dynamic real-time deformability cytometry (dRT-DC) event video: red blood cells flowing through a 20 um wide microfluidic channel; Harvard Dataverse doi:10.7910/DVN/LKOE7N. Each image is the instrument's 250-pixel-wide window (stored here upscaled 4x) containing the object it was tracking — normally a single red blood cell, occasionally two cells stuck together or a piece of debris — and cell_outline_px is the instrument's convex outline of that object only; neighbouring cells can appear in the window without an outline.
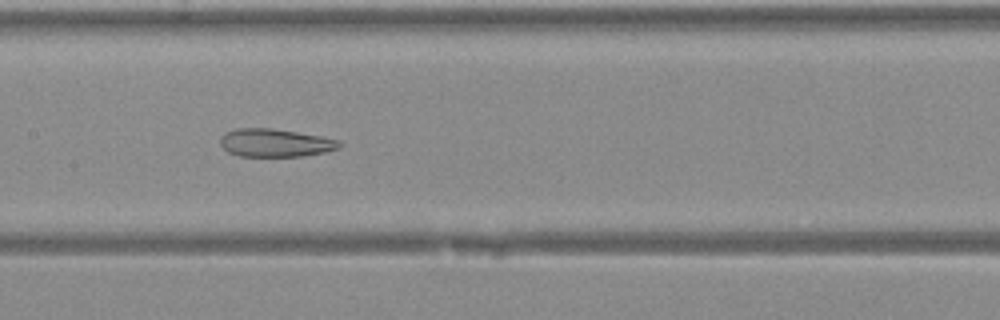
{"species": "Egyptian fruit bat (a non-hibernating species)", "species_latin": "Rousettus aegyptiacus", "temperature_condition": "warm", "stored_images_in_passage": 44, "camera_frame_rate_fps": 3000, "um_per_image_px": 0.085, "animal": {"sex": "female"}, "frame": {"image": 1, "passage_image": 22, "time_ms": 7.0, "image_size_px": [1000, 320], "cell_outline_px": [[344, 144], [340, 148], [324, 152], [304, 156], [240, 156], [228, 152], [220, 144], [220, 136], [224, 132], [236, 128], [272, 128], [320, 136], [340, 140]], "centroid_in_image_um": [23.4, 12.14], "position_along_channel_um": 184.0, "area_um2": 19.59}}
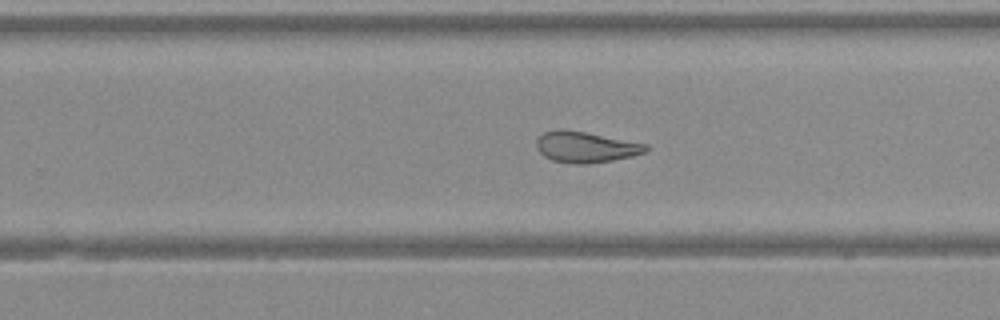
{"frame": {"image": 2, "passage_image": 28, "time_ms": 9.0, "image_size_px": [1000, 320], "cell_outline_px": [[648, 148], [644, 152], [632, 156], [612, 160], [584, 164], [576, 164], [552, 160], [544, 156], [536, 148], [536, 140], [544, 132], [560, 128], [564, 128], [648, 144]], "centroid_in_image_um": [49.75, 12.48], "position_along_channel_um": 280.1, "area_um2": 19.65}}
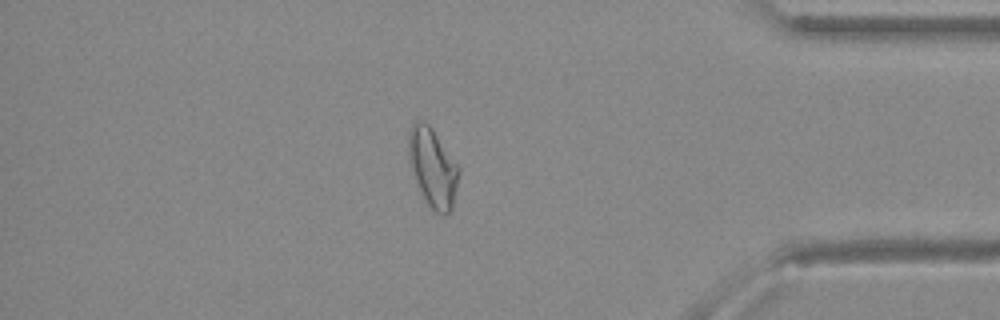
{"frame": {"image": 3, "passage_image": 37, "time_ms": 12.0, "image_size_px": [1000, 320], "cell_outline_px": [[460, 172], [452, 208], [444, 216], [440, 216], [428, 204], [416, 180], [412, 168], [408, 152], [408, 132], [412, 124], [416, 120], [424, 120], [432, 128], [460, 168]], "centroid_in_image_um": [36.79, 14.21], "position_along_channel_um": 398.4, "area_um2": 22.72}}